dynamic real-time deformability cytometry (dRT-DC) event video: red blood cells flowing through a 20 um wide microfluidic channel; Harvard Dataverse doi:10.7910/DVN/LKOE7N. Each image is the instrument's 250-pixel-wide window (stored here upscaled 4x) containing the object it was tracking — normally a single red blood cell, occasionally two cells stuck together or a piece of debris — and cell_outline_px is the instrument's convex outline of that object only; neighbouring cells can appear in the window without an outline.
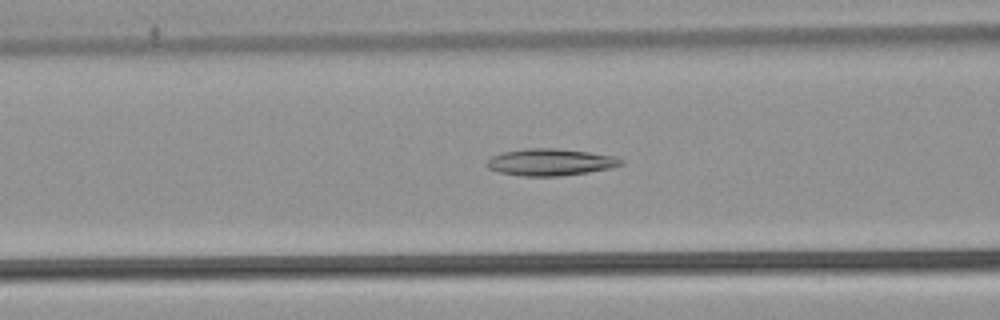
{"species": "common noctule bat (a hibernating species)", "species_latin": "Nyctalus noctula", "temperature_condition": "warm", "stored_images_in_passage": 53, "camera_frame_rate_fps": 3000, "um_per_image_px": 0.085, "animal": {"sex": "male", "body_mass_g": 21.5, "forearm_length_mm": 52.0}, "frame": {"image": 1, "passage_image": 22, "time_ms": 7.0, "image_size_px": [1000, 320], "cell_outline_px": [[624, 164], [612, 168], [588, 172], [560, 176], [520, 176], [500, 172], [488, 168], [484, 164], [492, 156], [500, 152], [528, 148], [556, 148], [588, 152], [616, 156], [624, 160]], "centroid_in_image_um": [46.79, 13.78], "position_along_channel_um": 119.8, "area_um2": 21.21}}
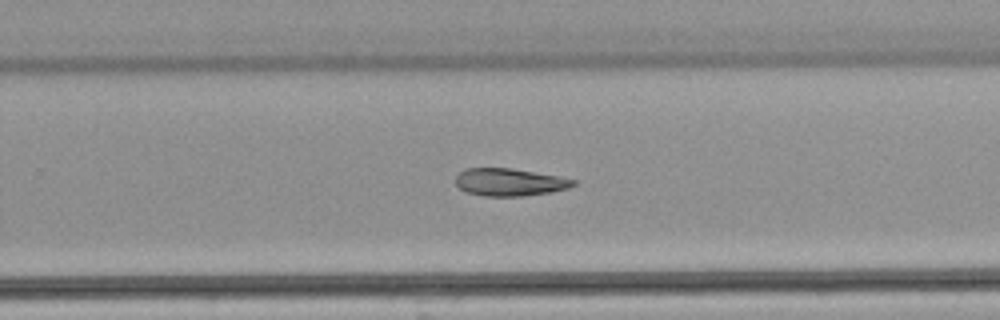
{"frame": {"image": 2, "passage_image": 35, "time_ms": 11.333, "image_size_px": [1000, 320], "cell_outline_px": [[576, 184], [568, 188], [552, 192], [524, 196], [484, 196], [464, 192], [456, 184], [456, 176], [464, 168], [512, 168], [556, 176], [576, 180]], "centroid_in_image_um": [43.29, 15.49], "position_along_channel_um": 286.5, "area_um2": 18.9}}
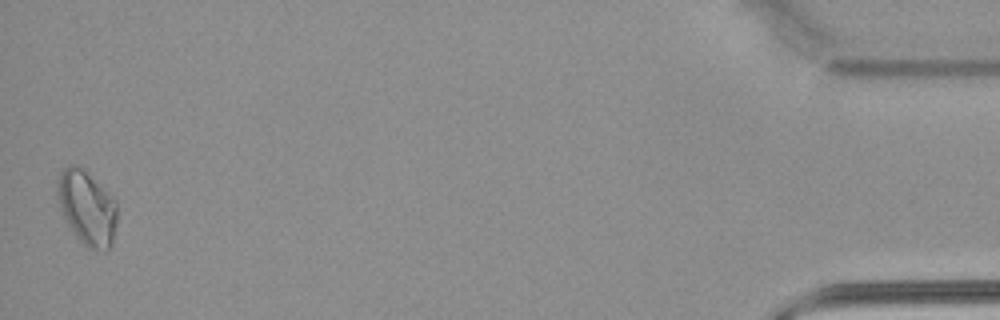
{"frame": {"image": 3, "passage_image": 53, "time_ms": 17.333, "image_size_px": [1000, 320], "cell_outline_px": [[116, 224], [112, 240], [108, 248], [104, 252], [88, 248], [80, 240], [64, 220], [56, 196], [56, 180], [60, 172], [68, 164], [76, 164], [116, 200]], "centroid_in_image_um": [7.35, 17.66], "position_along_channel_um": 427.9, "area_um2": 25.72}}